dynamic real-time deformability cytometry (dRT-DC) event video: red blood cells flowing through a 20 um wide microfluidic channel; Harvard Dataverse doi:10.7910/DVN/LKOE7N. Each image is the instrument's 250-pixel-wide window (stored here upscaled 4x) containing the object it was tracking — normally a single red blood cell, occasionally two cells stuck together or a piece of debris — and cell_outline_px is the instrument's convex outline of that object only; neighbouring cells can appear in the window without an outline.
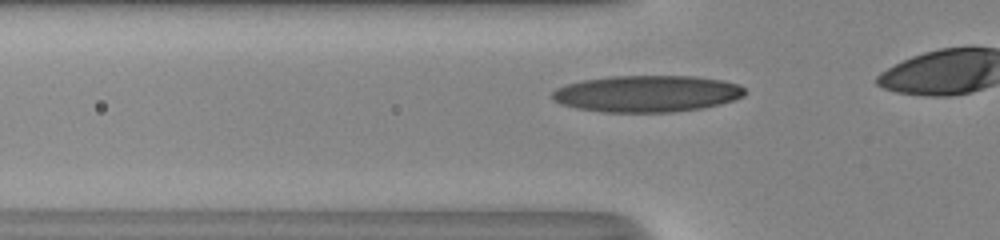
{"species": "human", "species_latin": "Homo sapiens", "temperature_condition": "room temperature", "stored_images_in_passage": 33, "camera_frame_rate_fps": 3000, "um_per_image_px": 0.085, "donor": {"sex": "male"}, "frame": {"image": 1, "passage_image": 9, "time_ms": 2.667, "image_size_px": [1000, 240], "cell_outline_px": [[744, 96], [720, 104], [704, 108], [672, 112], [604, 112], [576, 108], [560, 104], [552, 96], [552, 92], [556, 88], [568, 84], [584, 80], [612, 76], [692, 76], [724, 80], [740, 84], [744, 88]], "centroid_in_image_um": [55.02, 7.96], "position_along_channel_um": 70.8, "area_um2": 41.1}}
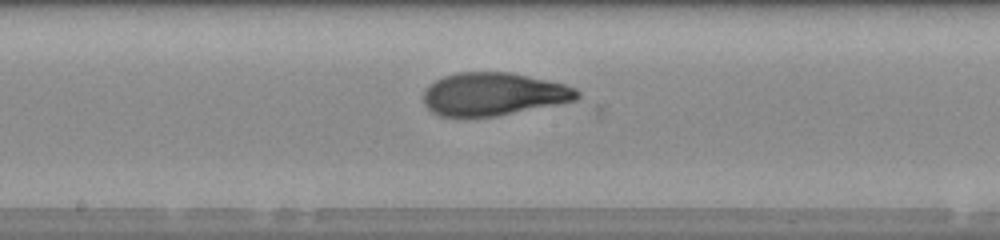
{"frame": {"image": 2, "passage_image": 19, "time_ms": 6.0, "image_size_px": [1000, 240], "cell_outline_px": [[580, 96], [576, 100], [496, 116], [440, 116], [432, 112], [424, 104], [424, 92], [436, 80], [444, 76], [456, 72], [512, 72], [564, 84], [576, 88], [580, 92]], "centroid_in_image_um": [41.96, 7.99], "position_along_channel_um": 206.2, "area_um2": 38.15}}
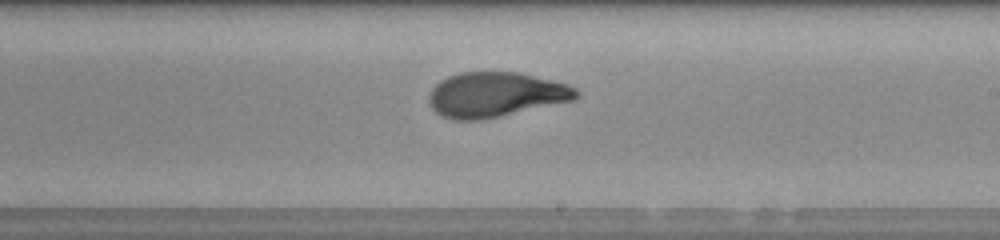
{"frame": {"image": 3, "passage_image": 22, "time_ms": 7.0, "image_size_px": [1000, 240], "cell_outline_px": [[580, 96], [572, 100], [500, 116], [480, 120], [452, 120], [440, 116], [432, 108], [428, 100], [428, 96], [432, 88], [440, 80], [448, 76], [460, 72], [516, 72], [568, 84], [576, 88], [580, 92]], "centroid_in_image_um": [42.09, 8.04], "position_along_channel_um": 246.9, "area_um2": 38.44}}